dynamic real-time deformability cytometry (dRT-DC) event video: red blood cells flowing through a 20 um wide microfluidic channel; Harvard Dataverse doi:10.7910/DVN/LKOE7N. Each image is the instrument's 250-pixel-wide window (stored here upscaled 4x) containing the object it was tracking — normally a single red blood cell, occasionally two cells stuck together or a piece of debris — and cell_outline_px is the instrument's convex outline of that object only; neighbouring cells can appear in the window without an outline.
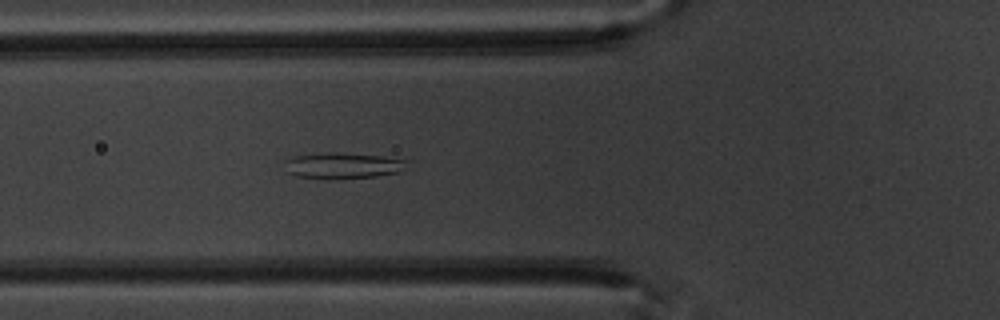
{"species": "common noctule bat (a hibernating species)", "species_latin": "Nyctalus noctula", "temperature_condition": "warm", "stored_images_in_passage": 3, "camera_frame_rate_fps": 3000, "um_per_image_px": 0.085, "animal": {"sex": "male", "body_mass_g": 20.1, "forearm_length_mm": 53.5}, "frame": {"image": 1, "passage_image": 3, "time_ms": 2.0, "image_size_px": [1000, 320], "cell_outline_px": [[408, 160], [400, 172], [376, 176], [336, 180], [328, 180], [296, 176], [288, 172], [284, 160], [296, 156], [324, 152], [336, 152], [380, 156]], "centroid_in_image_um": [29.1, 14.09], "position_along_channel_um": 96.7, "area_um2": 18.67}}